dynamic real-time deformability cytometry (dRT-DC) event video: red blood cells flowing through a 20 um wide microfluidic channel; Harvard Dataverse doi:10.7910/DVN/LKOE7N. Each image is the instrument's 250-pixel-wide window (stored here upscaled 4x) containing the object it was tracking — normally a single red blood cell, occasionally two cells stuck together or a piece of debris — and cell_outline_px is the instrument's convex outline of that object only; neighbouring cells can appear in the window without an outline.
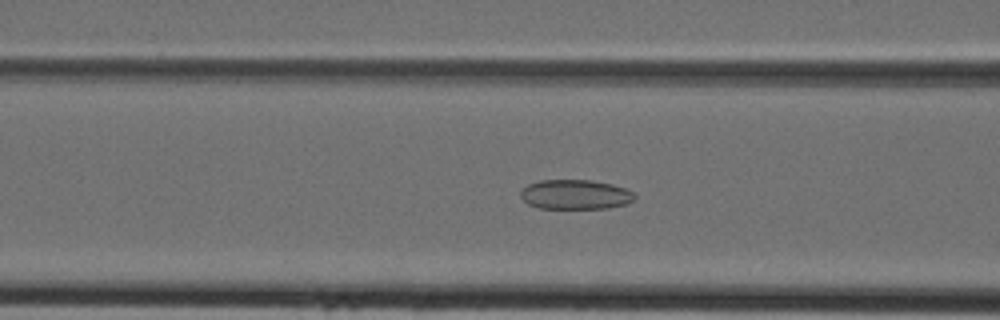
{"species": "Egyptian fruit bat (a non-hibernating species)", "species_latin": "Rousettus aegyptiacus", "temperature_condition": "cold", "stored_images_in_passage": 41, "camera_frame_rate_fps": 3000, "um_per_image_px": 0.085, "animal": {"sex": "female"}, "frame": {"image": 1, "passage_image": 14, "time_ms": 4.333, "image_size_px": [1000, 320], "cell_outline_px": [[636, 200], [628, 204], [608, 208], [540, 208], [528, 204], [520, 196], [520, 192], [528, 184], [540, 180], [592, 180], [612, 184], [624, 188], [632, 192], [636, 196]], "centroid_in_image_um": [48.93, 16.53], "position_along_channel_um": 117.7, "area_um2": 19.77}}
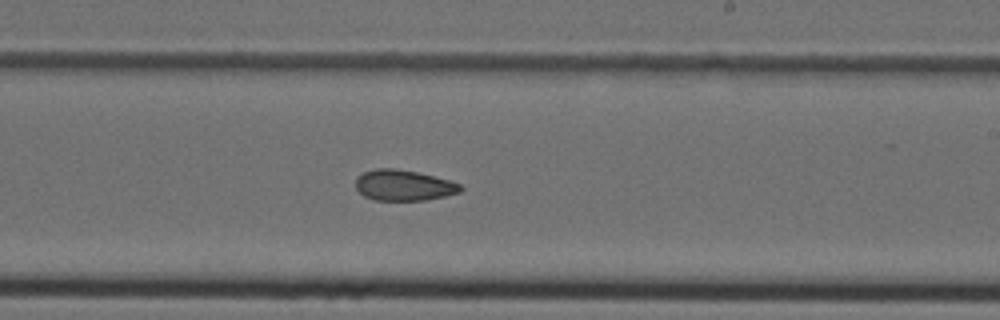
{"frame": {"image": 2, "passage_image": 23, "time_ms": 7.333, "image_size_px": [1000, 320], "cell_outline_px": [[464, 188], [460, 192], [428, 200], [376, 200], [364, 196], [356, 188], [356, 176], [364, 172], [376, 168], [396, 168], [416, 172], [448, 180], [460, 184]], "centroid_in_image_um": [34.3, 15.75], "position_along_channel_um": 254.7, "area_um2": 18.73}}
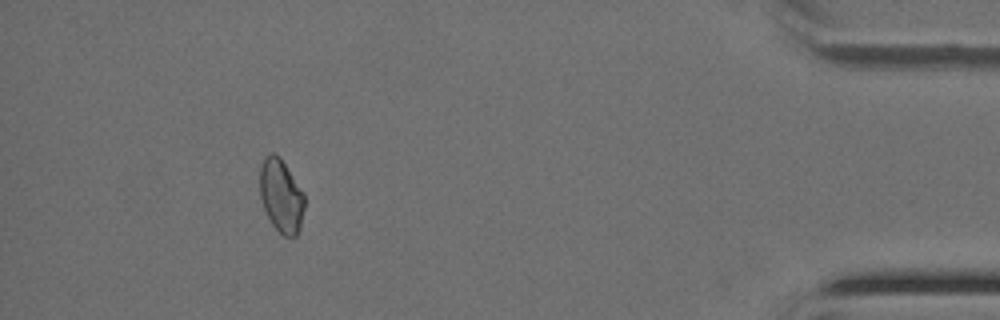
{"frame": {"image": 3, "passage_image": 37, "time_ms": 12.0, "image_size_px": [1000, 320], "cell_outline_px": [[304, 208], [300, 228], [296, 236], [284, 236], [272, 224], [264, 208], [260, 196], [260, 168], [264, 156], [272, 152], [276, 152], [280, 156], [304, 192]], "centroid_in_image_um": [23.9, 16.6], "position_along_channel_um": 411.3, "area_um2": 19.13}}